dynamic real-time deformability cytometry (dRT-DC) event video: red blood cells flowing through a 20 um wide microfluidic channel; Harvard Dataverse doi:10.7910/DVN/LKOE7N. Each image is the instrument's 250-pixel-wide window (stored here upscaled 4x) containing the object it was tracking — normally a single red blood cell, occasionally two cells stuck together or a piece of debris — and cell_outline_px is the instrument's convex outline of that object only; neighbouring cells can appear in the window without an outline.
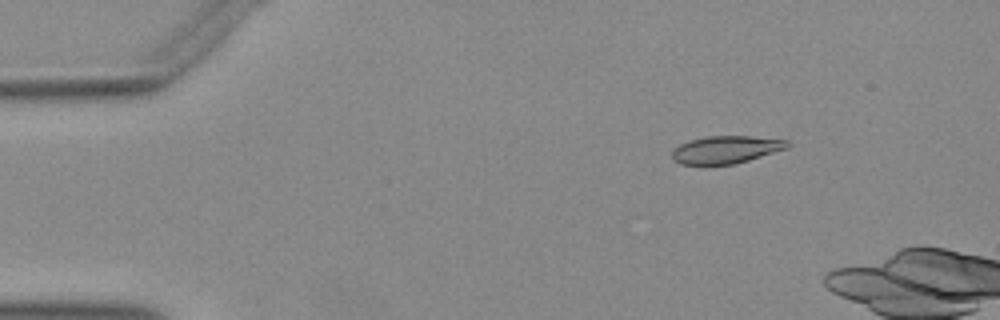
{"species": "Egyptian fruit bat (a non-hibernating species)", "species_latin": "Rousettus aegyptiacus", "temperature_condition": "warm", "stored_images_in_passage": 20, "camera_frame_rate_fps": 3000, "um_per_image_px": 0.085, "animal": {"sex": "female"}, "frame": {"image": 1, "passage_image": 1, "time_ms": 0.0, "image_size_px": [1000, 320], "cell_outline_px": [[792, 144], [788, 148], [748, 160], [732, 164], [680, 164], [672, 156], [672, 152], [680, 144], [688, 140], [704, 136], [752, 136], [788, 140]], "centroid_in_image_um": [61.74, 12.7], "position_along_channel_um": 23.3, "area_um2": 18.44}}
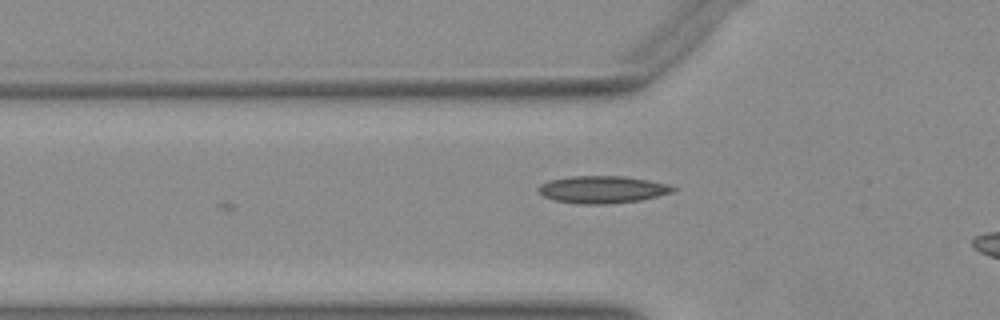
{"frame": {"image": 2, "passage_image": 11, "time_ms": 3.333, "image_size_px": [1000, 320], "cell_outline_px": [[676, 192], [640, 200], [608, 204], [580, 204], [552, 200], [544, 196], [536, 188], [540, 184], [548, 180], [568, 176], [624, 176], [648, 180], [668, 184], [676, 188]], "centroid_in_image_um": [51.19, 16.11], "position_along_channel_um": 74.6, "area_um2": 21.62}}